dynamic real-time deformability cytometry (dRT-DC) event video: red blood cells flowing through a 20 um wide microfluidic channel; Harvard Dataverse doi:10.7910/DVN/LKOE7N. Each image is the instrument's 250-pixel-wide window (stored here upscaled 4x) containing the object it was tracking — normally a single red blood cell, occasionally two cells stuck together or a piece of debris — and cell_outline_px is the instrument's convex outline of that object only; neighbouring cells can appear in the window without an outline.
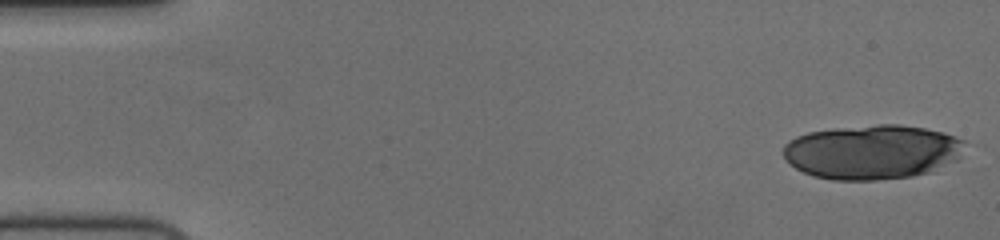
{"species": "human", "species_latin": "Homo sapiens", "temperature_condition": "cold", "stored_images_in_passage": 17, "camera_frame_rate_fps": 3000, "um_per_image_px": 0.085, "donor": {"sex": "female"}, "frame": {"image": 1, "passage_image": 1, "time_ms": 0.0, "image_size_px": [1000, 240], "cell_outline_px": [[964, 140], [956, 160], [928, 172], [912, 176], [876, 180], [832, 180], [812, 176], [796, 168], [784, 156], [784, 144], [788, 140], [796, 136], [808, 132], [832, 128], [876, 124], [900, 124], [924, 128], [944, 132]], "centroid_in_image_um": [74.09, 12.9], "position_along_channel_um": 10.9, "area_um2": 57.45}}